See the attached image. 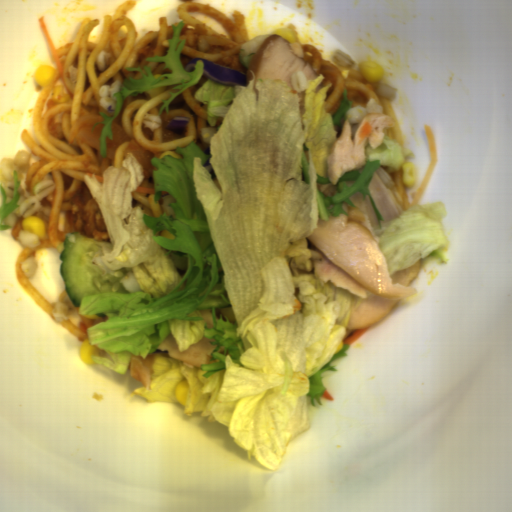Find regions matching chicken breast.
<instances>
[{
	"label": "chicken breast",
	"instance_id": "obj_4",
	"mask_svg": "<svg viewBox=\"0 0 512 512\" xmlns=\"http://www.w3.org/2000/svg\"><path fill=\"white\" fill-rule=\"evenodd\" d=\"M368 190L385 223L398 218L404 212L401 194L396 191L387 167L381 166L373 173Z\"/></svg>",
	"mask_w": 512,
	"mask_h": 512
},
{
	"label": "chicken breast",
	"instance_id": "obj_3",
	"mask_svg": "<svg viewBox=\"0 0 512 512\" xmlns=\"http://www.w3.org/2000/svg\"><path fill=\"white\" fill-rule=\"evenodd\" d=\"M246 68V85L257 79H281L287 87L293 89L291 76L302 71L308 80L316 79L310 64L294 53L290 41L278 34H271L257 48Z\"/></svg>",
	"mask_w": 512,
	"mask_h": 512
},
{
	"label": "chicken breast",
	"instance_id": "obj_2",
	"mask_svg": "<svg viewBox=\"0 0 512 512\" xmlns=\"http://www.w3.org/2000/svg\"><path fill=\"white\" fill-rule=\"evenodd\" d=\"M366 120L373 127L372 134L359 144L358 130ZM395 125L394 119L387 114L368 113L358 123L353 136L352 123L347 117L343 121L339 137L331 144L326 156V175L331 185L336 186L346 172L364 167L367 164L366 146L369 144L373 150L379 147L387 129H393Z\"/></svg>",
	"mask_w": 512,
	"mask_h": 512
},
{
	"label": "chicken breast",
	"instance_id": "obj_1",
	"mask_svg": "<svg viewBox=\"0 0 512 512\" xmlns=\"http://www.w3.org/2000/svg\"><path fill=\"white\" fill-rule=\"evenodd\" d=\"M348 214L319 218L318 226L307 239L311 249V271L300 272L291 258L292 276L313 274L320 283L331 282L335 288L362 298L352 314L343 340L357 329H365L388 318L393 307L407 297L418 295L417 286H409L420 276L422 259L392 275L388 261L379 247L380 237L373 236L364 212L343 202Z\"/></svg>",
	"mask_w": 512,
	"mask_h": 512
}]
</instances>
